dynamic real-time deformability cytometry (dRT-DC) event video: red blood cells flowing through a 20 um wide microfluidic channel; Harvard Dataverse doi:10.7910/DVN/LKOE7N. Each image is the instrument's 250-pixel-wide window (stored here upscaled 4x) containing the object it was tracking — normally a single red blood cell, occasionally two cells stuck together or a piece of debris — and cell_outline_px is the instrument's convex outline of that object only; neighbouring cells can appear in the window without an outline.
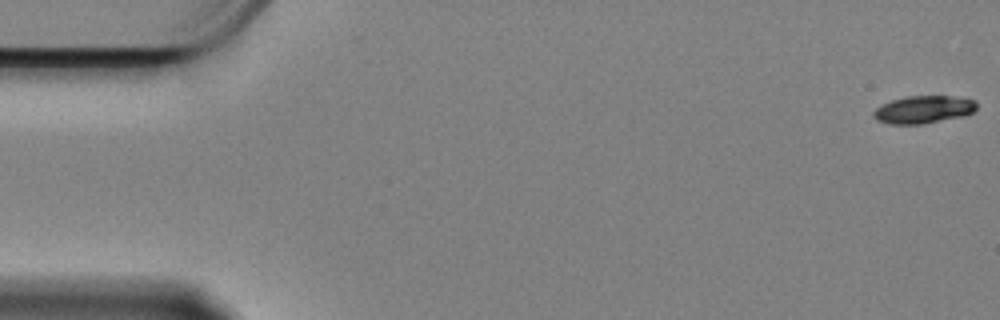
{"species": "Egyptian fruit bat (a non-hibernating species)", "species_latin": "Rousettus aegyptiacus", "temperature_condition": "cold", "stored_images_in_passage": 14, "camera_frame_rate_fps": 3000, "um_per_image_px": 0.085, "animal": {"sex": "female"}, "frame": {"image": 1, "passage_image": 1, "time_ms": 0.0, "image_size_px": [1000, 320], "cell_outline_px": [[976, 108], [968, 116], [920, 124], [892, 124], [876, 120], [872, 116], [872, 112], [876, 108], [892, 100], [908, 96], [952, 96], [976, 100]], "centroid_in_image_um": [78.52, 9.31], "position_along_channel_um": 6.5, "area_um2": 16.65}}